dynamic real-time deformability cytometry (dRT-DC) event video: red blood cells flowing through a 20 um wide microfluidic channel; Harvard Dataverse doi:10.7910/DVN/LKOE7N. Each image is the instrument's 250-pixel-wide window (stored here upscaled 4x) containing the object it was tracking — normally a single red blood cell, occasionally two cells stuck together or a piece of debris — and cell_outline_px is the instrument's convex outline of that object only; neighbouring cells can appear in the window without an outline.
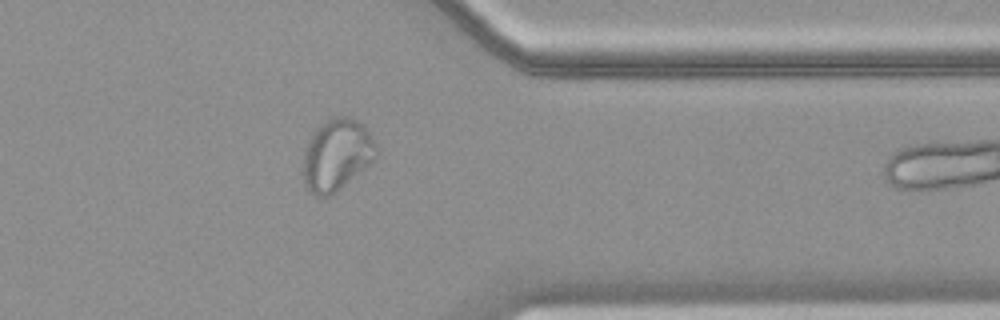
{"species": "common noctule bat (a hibernating species)", "species_latin": "Nyctalus noctula", "temperature_condition": "warm", "stored_images_in_passage": 35, "camera_frame_rate_fps": 3000, "um_per_image_px": 0.085, "animal": {"sex": "female", "body_mass_g": 18.4}, "frame": {"image": 1, "passage_image": 30, "time_ms": 9.667, "image_size_px": [1000, 320], "cell_outline_px": [[380, 152], [376, 160], [336, 192], [328, 196], [312, 196], [308, 192], [304, 180], [304, 152], [316, 128], [320, 124], [336, 116], [348, 116], [356, 120], [368, 132], [376, 144]], "centroid_in_image_um": [28.66, 13.19], "position_along_channel_um": 382.7, "area_um2": 30.52}}